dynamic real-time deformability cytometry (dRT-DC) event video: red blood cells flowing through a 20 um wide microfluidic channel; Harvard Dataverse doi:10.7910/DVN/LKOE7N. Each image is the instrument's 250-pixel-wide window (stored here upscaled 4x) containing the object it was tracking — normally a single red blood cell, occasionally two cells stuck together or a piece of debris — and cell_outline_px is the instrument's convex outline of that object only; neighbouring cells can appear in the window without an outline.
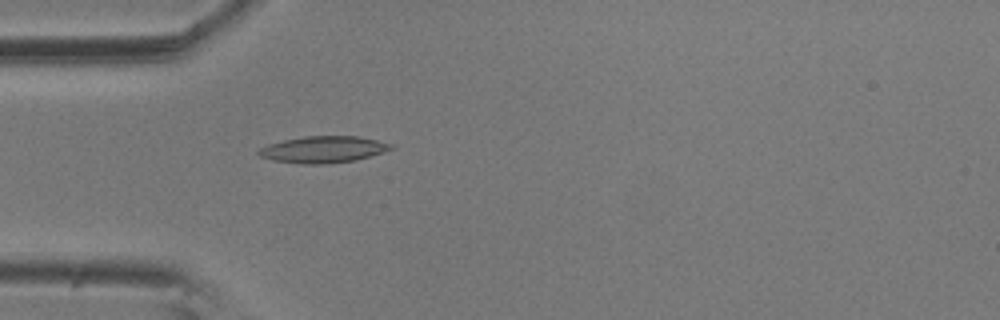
{"species": "common noctule bat (a hibernating species)", "species_latin": "Nyctalus noctula", "temperature_condition": "room temperature", "stored_images_in_passage": 1, "camera_frame_rate_fps": 3000, "um_per_image_px": 0.085, "animal": {"sex": "male", "body_mass_g": 20.5, "forearm_length_mm": 52.5}, "frame": {"image": 1, "passage_image": 1, "time_ms": 0.0, "image_size_px": [1000, 320], "cell_outline_px": [[396, 148], [356, 160], [328, 164], [300, 164], [272, 160], [260, 156], [256, 152], [260, 148], [268, 144], [284, 140], [304, 136], [360, 136], [392, 144]], "centroid_in_image_um": [27.48, 12.71], "position_along_channel_um": 57.5, "area_um2": 20.63}}